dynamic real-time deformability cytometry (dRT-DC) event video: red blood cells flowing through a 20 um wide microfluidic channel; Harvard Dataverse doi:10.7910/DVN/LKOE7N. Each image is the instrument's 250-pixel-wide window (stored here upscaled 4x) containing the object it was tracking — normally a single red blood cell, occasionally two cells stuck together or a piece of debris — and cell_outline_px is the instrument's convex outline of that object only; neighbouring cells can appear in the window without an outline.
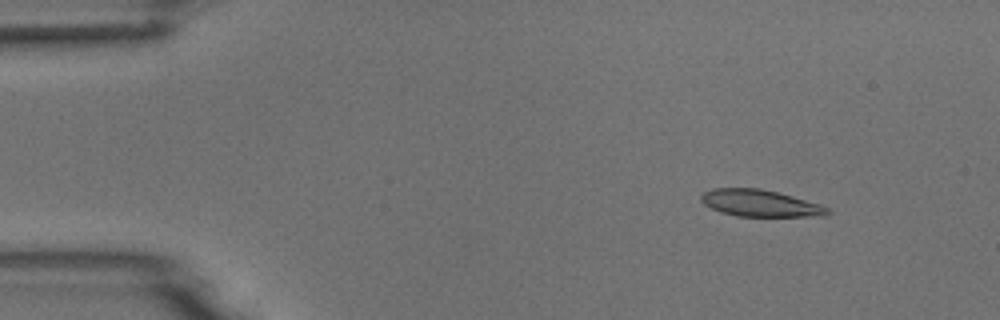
{"species": "common noctule bat (a hibernating species)", "species_latin": "Nyctalus noctula", "temperature_condition": "room temperature", "stored_images_in_passage": 4, "camera_frame_rate_fps": 3000, "um_per_image_px": 0.085, "animal": {"sex": "male", "body_mass_g": 18.8}, "frame": {"image": 1, "passage_image": 2, "time_ms": 0.333, "image_size_px": [1000, 320], "cell_outline_px": [[832, 212], [824, 216], [736, 216], [720, 212], [704, 204], [700, 200], [700, 196], [704, 192], [712, 188], [760, 188], [792, 196], [820, 204], [828, 208]], "centroid_in_image_um": [64.6, 17.27], "position_along_channel_um": 20.4, "area_um2": 19.71}}